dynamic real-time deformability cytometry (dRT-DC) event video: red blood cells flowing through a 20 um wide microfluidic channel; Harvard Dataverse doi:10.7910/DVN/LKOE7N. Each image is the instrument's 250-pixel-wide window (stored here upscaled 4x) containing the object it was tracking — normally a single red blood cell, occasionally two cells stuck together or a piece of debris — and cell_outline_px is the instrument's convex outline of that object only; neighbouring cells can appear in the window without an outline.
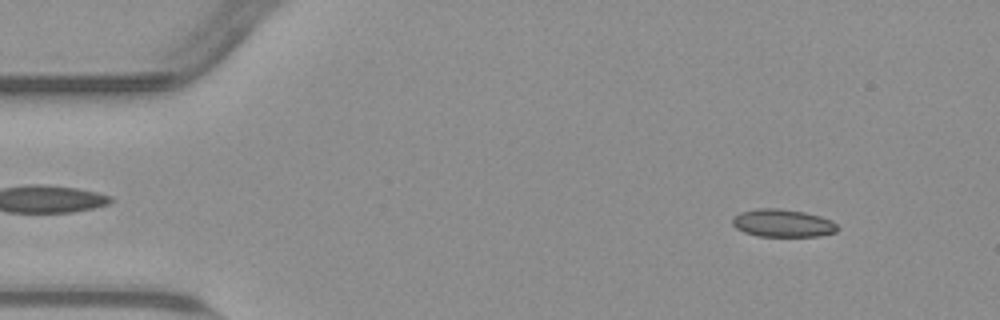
{"species": "common noctule bat (a hibernating species)", "species_latin": "Nyctalus noctula", "temperature_condition": "warm", "stored_images_in_passage": 54, "camera_frame_rate_fps": 3000, "um_per_image_px": 0.085, "animal": {"sex": "male", "body_mass_g": 23.1, "forearm_length_mm": 52.7}, "frame": {"image": 1, "passage_image": 6, "time_ms": 1.667, "image_size_px": [1000, 320], "cell_outline_px": [[840, 228], [836, 232], [816, 236], [756, 236], [744, 232], [736, 228], [732, 224], [732, 216], [740, 212], [756, 208], [780, 208], [804, 212], [820, 216], [832, 220]], "centroid_in_image_um": [66.51, 18.96], "position_along_channel_um": 18.5, "area_um2": 17.17}}
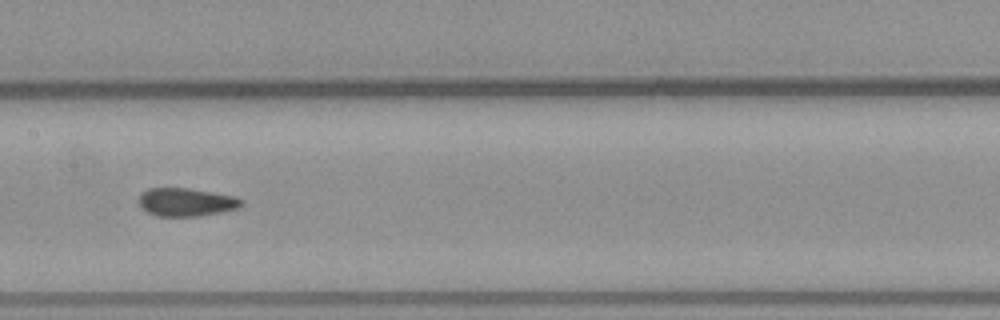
{"frame": {"image": 2, "passage_image": 27, "time_ms": 8.667, "image_size_px": [1000, 320], "cell_outline_px": [[244, 204], [236, 208], [220, 212], [200, 216], [156, 216], [148, 212], [140, 204], [140, 196], [148, 188], [188, 188], [236, 196], [244, 200]], "centroid_in_image_um": [15.87, 17.18], "position_along_channel_um": 191.5, "area_um2": 16.7}}
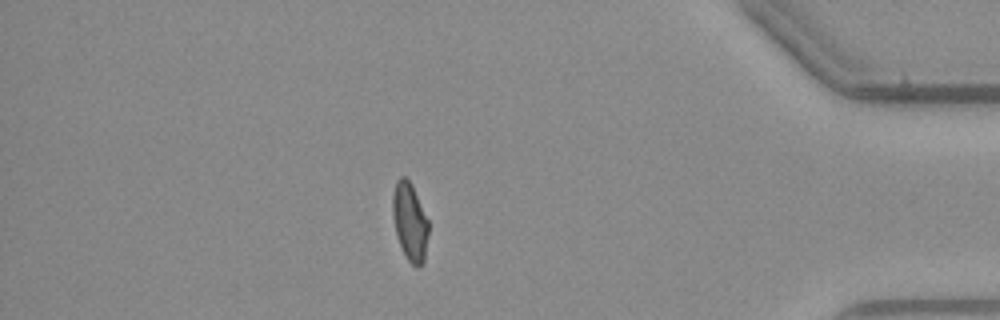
{"frame": {"image": 3, "passage_image": 47, "time_ms": 15.333, "image_size_px": [1000, 320], "cell_outline_px": [[428, 236], [424, 260], [420, 268], [416, 268], [404, 256], [396, 232], [392, 216], [392, 196], [396, 180], [400, 176], [404, 176], [412, 184], [428, 220]], "centroid_in_image_um": [34.83, 18.85], "position_along_channel_um": 400.4, "area_um2": 16.42}, "authors_computed_cell_mechanics": {"area_um2": 16.9065, "velocity_mm_per_s": 3.7852, "shape_relaxation_time_tau1_ms": null, "shape_relaxation_time_tau2_ms": 1.3843, "deformation_change_tau1": null, "deformation_change_tau2": 0.0651}}